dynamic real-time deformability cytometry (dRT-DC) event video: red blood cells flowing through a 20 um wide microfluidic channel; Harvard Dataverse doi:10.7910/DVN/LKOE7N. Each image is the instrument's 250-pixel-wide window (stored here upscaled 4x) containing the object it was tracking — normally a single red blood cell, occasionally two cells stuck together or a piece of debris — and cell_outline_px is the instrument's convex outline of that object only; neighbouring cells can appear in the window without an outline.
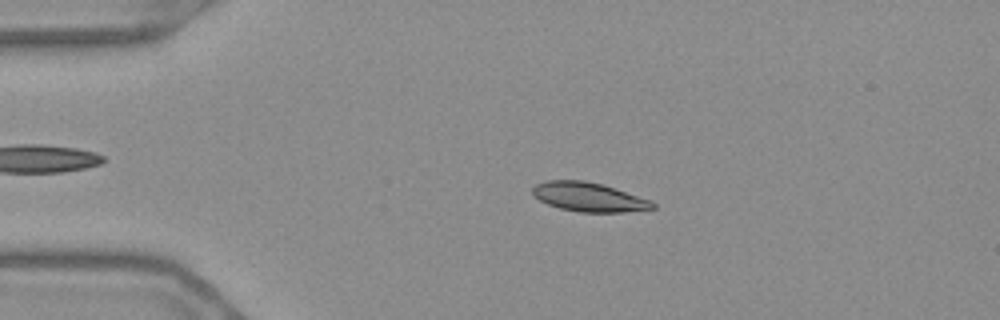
{"species": "Egyptian fruit bat (a non-hibernating species)", "species_latin": "Rousettus aegyptiacus", "temperature_condition": "warm", "stored_images_in_passage": 55, "camera_frame_rate_fps": 3000, "um_per_image_px": 0.085, "frame": {"image": 1, "passage_image": 11, "time_ms": 3.333, "image_size_px": [1000, 320], "cell_outline_px": [[656, 208], [624, 212], [580, 212], [560, 208], [548, 204], [532, 196], [532, 188], [536, 184], [548, 180], [584, 180], [600, 184], [652, 200], [656, 204]], "centroid_in_image_um": [50.04, 16.75], "position_along_channel_um": 35.0, "area_um2": 20.29}}
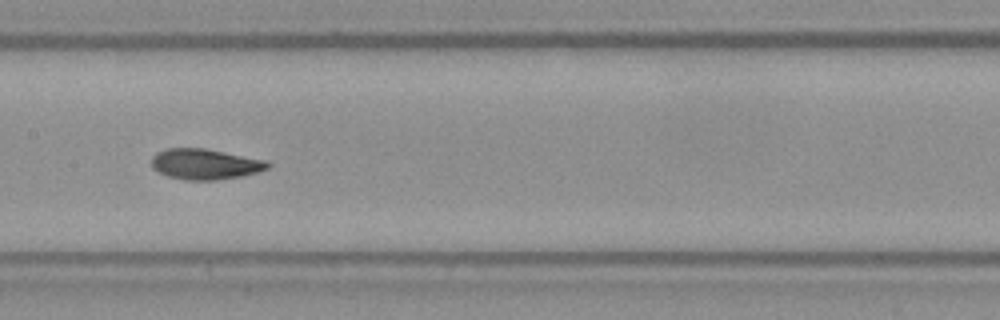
{"frame": {"image": 2, "passage_image": 27, "time_ms": 8.667, "image_size_px": [1000, 320], "cell_outline_px": [[272, 164], [268, 168], [244, 176], [216, 180], [184, 180], [168, 176], [152, 168], [152, 156], [156, 152], [168, 148], [204, 148], [268, 160]], "centroid_in_image_um": [17.45, 13.95], "position_along_channel_um": 189.9, "area_um2": 20.87}}
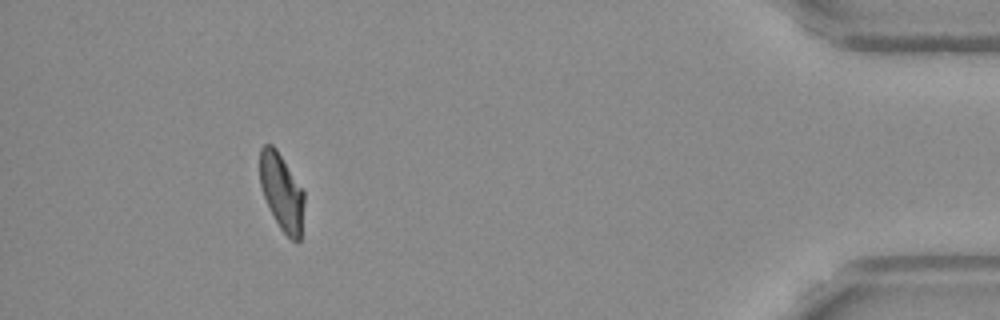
{"frame": {"image": 3, "passage_image": 50, "time_ms": 16.333, "image_size_px": [1000, 320], "cell_outline_px": [[304, 204], [300, 240], [296, 244], [280, 228], [264, 196], [260, 184], [260, 148], [264, 144], [272, 144], [276, 148], [304, 192]], "centroid_in_image_um": [23.95, 16.32], "position_along_channel_um": 411.3, "area_um2": 19.54}, "authors_computed_cell_mechanics": {"area_um2": 20.4034, "velocity_mm_per_s": 3.6654, "shape_relaxation_time_tau1_ms": 4.9798, "shape_relaxation_time_tau2_ms": 2.459, "deformation_change_tau1": 0.1538, "deformation_change_tau2": 0.0598}}